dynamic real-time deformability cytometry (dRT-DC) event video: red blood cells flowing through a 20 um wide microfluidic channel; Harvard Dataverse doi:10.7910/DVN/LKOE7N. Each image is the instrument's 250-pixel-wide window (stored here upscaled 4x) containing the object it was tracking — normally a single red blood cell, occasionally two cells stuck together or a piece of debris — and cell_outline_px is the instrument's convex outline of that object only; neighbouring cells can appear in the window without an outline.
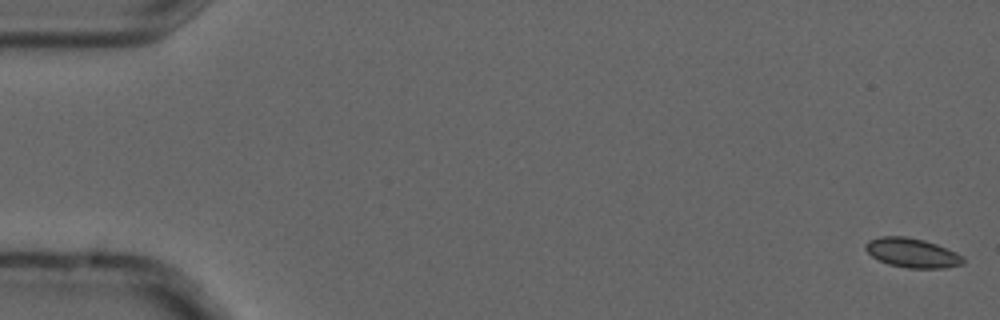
{"species": "common noctule bat (a hibernating species)", "species_latin": "Nyctalus noctula", "temperature_condition": "cold", "stored_images_in_passage": 3, "camera_frame_rate_fps": 3000, "um_per_image_px": 0.085, "animal": {"sex": "male", "forearm_length_mm": 52.5}, "frame": {"image": 1, "passage_image": 1, "time_ms": 0.0, "image_size_px": [1000, 320], "cell_outline_px": [[964, 264], [944, 268], [908, 268], [888, 264], [872, 256], [864, 248], [864, 244], [868, 240], [880, 236], [908, 236], [924, 240], [936, 244], [956, 252], [964, 256]], "centroid_in_image_um": [77.53, 21.48], "position_along_channel_um": 7.5, "area_um2": 16.82}}